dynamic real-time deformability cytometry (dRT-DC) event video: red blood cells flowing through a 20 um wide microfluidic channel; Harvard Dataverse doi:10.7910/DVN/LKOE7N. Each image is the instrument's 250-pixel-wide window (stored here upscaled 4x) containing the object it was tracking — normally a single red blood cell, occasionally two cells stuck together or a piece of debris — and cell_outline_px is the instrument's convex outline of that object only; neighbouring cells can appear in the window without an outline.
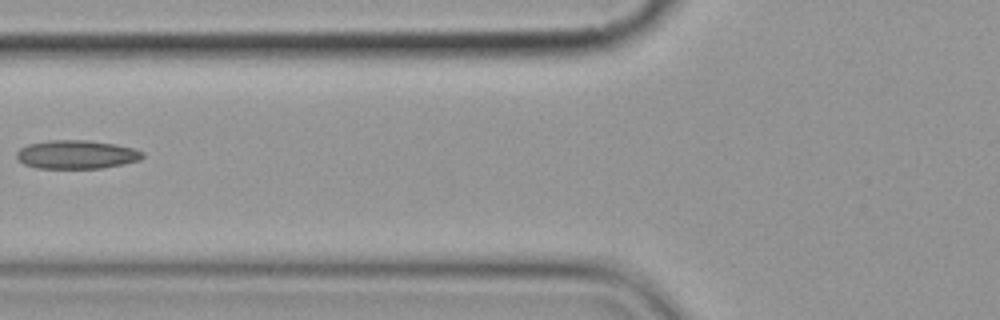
{"species": "common noctule bat (a hibernating species)", "species_latin": "Nyctalus noctula", "temperature_condition": "cold", "stored_images_in_passage": 7, "camera_frame_rate_fps": 3000, "um_per_image_px": 0.085, "animal": {"sex": "female", "body_mass_g": 19.9}, "frame": {"image": 1, "passage_image": 6, "time_ms": 6.0, "image_size_px": [1000, 320], "cell_outline_px": [[144, 156], [140, 160], [124, 164], [100, 168], [36, 168], [24, 164], [16, 160], [16, 152], [20, 148], [28, 144], [48, 140], [88, 140], [112, 144], [132, 148], [144, 152]], "centroid_in_image_um": [6.47, 13.13], "position_along_channel_um": 119.3, "area_um2": 21.04}}
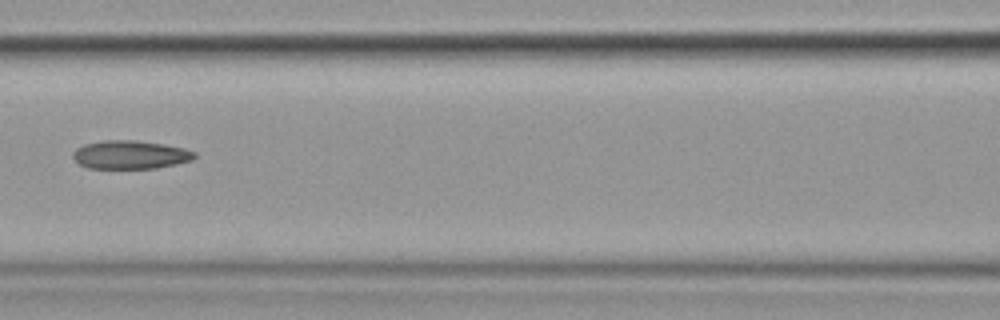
{"frame": {"image": 2, "passage_image": 7, "time_ms": 7.0, "image_size_px": [1000, 320], "cell_outline_px": [[196, 156], [192, 160], [176, 164], [156, 168], [88, 168], [80, 164], [72, 156], [72, 152], [76, 148], [84, 144], [104, 140], [136, 140], [164, 144], [184, 148], [196, 152]], "centroid_in_image_um": [11.08, 13.14], "position_along_channel_um": 155.5, "area_um2": 20.17}}